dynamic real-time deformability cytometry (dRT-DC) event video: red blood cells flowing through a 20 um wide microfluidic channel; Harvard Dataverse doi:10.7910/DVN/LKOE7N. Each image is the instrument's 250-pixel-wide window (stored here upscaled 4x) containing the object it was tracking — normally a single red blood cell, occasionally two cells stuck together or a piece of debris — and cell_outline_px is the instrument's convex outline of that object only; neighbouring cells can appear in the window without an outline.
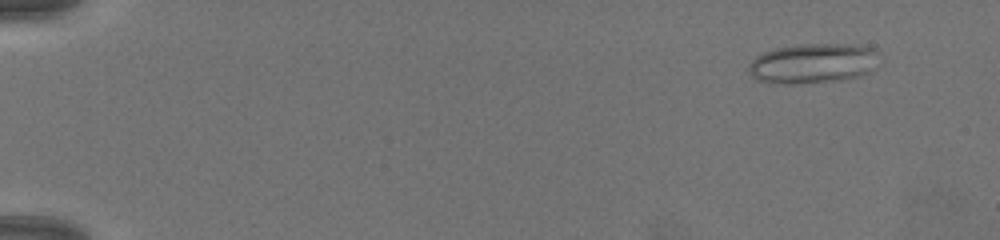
{"species": "common noctule bat (a hibernating species)", "species_latin": "Nyctalus noctula", "temperature_condition": "warm", "stored_images_in_passage": 64, "camera_frame_rate_fps": 3000, "um_per_image_px": 0.085, "animal": {"sex": "female", "body_mass_g": 19.5, "forearm_length_mm": 54.1}, "frame": {"image": 1, "passage_image": 1, "time_ms": 0.0, "image_size_px": [1000, 240], "cell_outline_px": [[884, 64], [860, 76], [840, 80], [796, 84], [768, 84], [756, 80], [748, 72], [748, 64], [756, 56], [764, 52], [776, 48], [800, 44], [848, 44], [876, 48]], "centroid_in_image_um": [69.16, 5.4], "position_along_channel_um": 15.8, "area_um2": 31.27}}
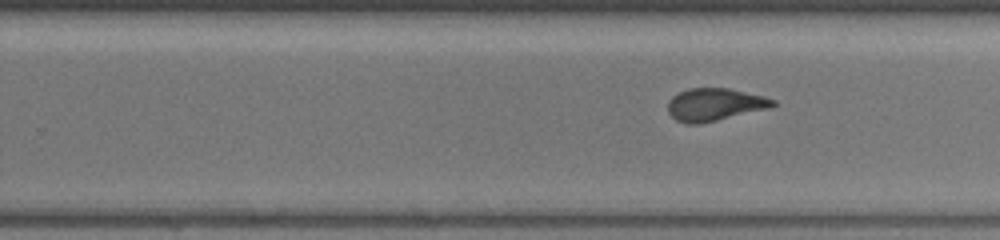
{"frame": {"image": 2, "passage_image": 40, "time_ms": 13.0, "image_size_px": [1000, 240], "cell_outline_px": [[776, 104], [768, 108], [700, 124], [684, 124], [676, 120], [668, 112], [668, 100], [672, 96], [688, 88], [728, 88], [764, 96], [776, 100]], "centroid_in_image_um": [60.72, 8.88], "position_along_channel_um": 269.1, "area_um2": 19.88}}
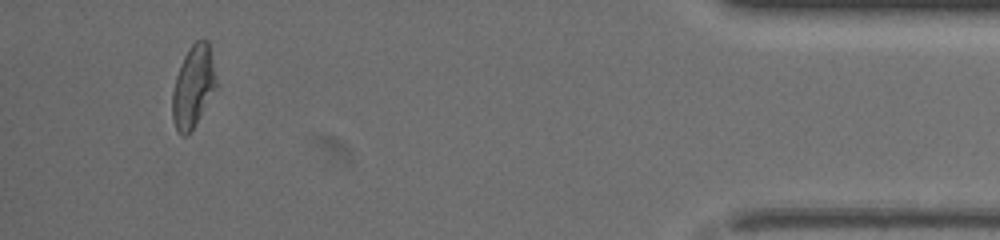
{"frame": {"image": 3, "passage_image": 60, "time_ms": 19.667, "image_size_px": [1000, 240], "cell_outline_px": [[216, 88], [192, 128], [184, 136], [180, 136], [172, 120], [172, 92], [176, 76], [180, 64], [188, 48], [196, 40], [208, 40], [216, 76]], "centroid_in_image_um": [16.4, 7.32], "position_along_channel_um": 418.8, "area_um2": 20.63}}